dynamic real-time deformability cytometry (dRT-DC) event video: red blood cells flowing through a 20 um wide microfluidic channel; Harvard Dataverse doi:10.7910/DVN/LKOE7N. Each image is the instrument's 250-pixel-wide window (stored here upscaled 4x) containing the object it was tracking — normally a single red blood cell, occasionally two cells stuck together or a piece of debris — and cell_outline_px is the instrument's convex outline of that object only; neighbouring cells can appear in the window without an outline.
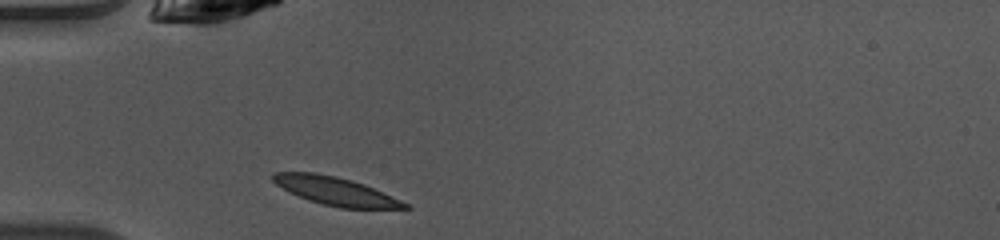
{"species": "common noctule bat (a hibernating species)", "species_latin": "Nyctalus noctula", "temperature_condition": "warm", "stored_images_in_passage": 35, "camera_frame_rate_fps": 3000, "um_per_image_px": 0.085, "animal": {"sex": "female", "body_mass_g": 10.0, "forearm_length_mm": 53.1}, "frame": {"image": 1, "passage_image": 1, "time_ms": 0.0, "image_size_px": [1000, 240], "cell_outline_px": [[412, 208], [340, 208], [308, 200], [288, 192], [276, 184], [272, 180], [272, 172], [312, 172], [336, 176], [352, 180], [364, 184], [400, 200], [408, 204]], "centroid_in_image_um": [28.47, 16.23], "position_along_channel_um": 56.5, "area_um2": 21.44}}
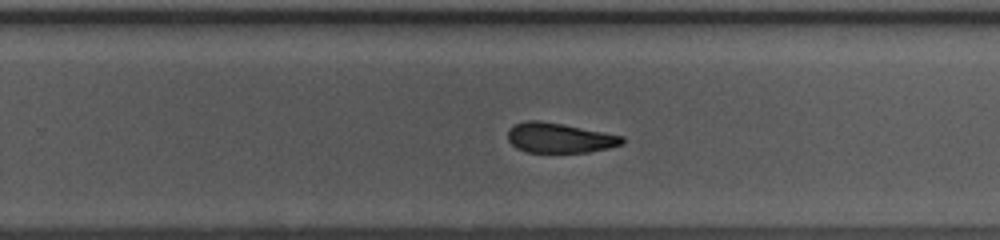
{"frame": {"image": 2, "passage_image": 18, "time_ms": 5.667, "image_size_px": [1000, 240], "cell_outline_px": [[624, 144], [608, 148], [588, 152], [528, 152], [516, 148], [508, 140], [508, 128], [516, 124], [528, 120], [540, 120], [624, 136]], "centroid_in_image_um": [47.55, 11.72], "position_along_channel_um": 282.3, "area_um2": 19.83}}
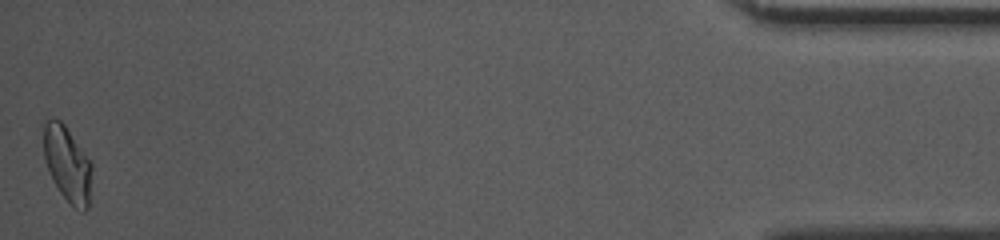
{"frame": {"image": 3, "passage_image": 35, "time_ms": 11.333, "image_size_px": [1000, 240], "cell_outline_px": [[92, 168], [88, 208], [84, 212], [80, 212], [68, 204], [60, 192], [48, 172], [44, 156], [40, 124], [44, 120], [60, 120], [64, 124], [92, 164]], "centroid_in_image_um": [5.68, 13.94], "position_along_channel_um": 429.5, "area_um2": 21.62}, "authors_computed_cell_mechanics": {"area_um2": 20.808, "velocity_mm_per_s": 4.1016, "shape_relaxation_time_tau1_ms": 5.3244, "shape_relaxation_time_tau2_ms": 1.9491, "deformation_change_tau1": 0.175, "deformation_change_tau2": 0.0848}}